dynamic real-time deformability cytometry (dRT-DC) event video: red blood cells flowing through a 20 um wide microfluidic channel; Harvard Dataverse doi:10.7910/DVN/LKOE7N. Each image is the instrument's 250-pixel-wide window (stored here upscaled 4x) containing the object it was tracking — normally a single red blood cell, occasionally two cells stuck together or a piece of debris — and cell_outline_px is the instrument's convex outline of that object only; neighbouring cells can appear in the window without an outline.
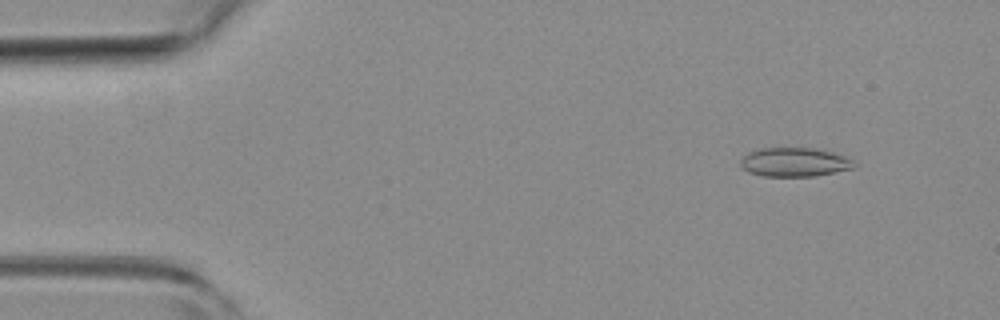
{"species": "common noctule bat (a hibernating species)", "species_latin": "Nyctalus noctula", "temperature_condition": "room temperature", "stored_images_in_passage": 5, "camera_frame_rate_fps": 3000, "um_per_image_px": 0.085, "animal": {"sex": "female", "body_mass_g": 19.3, "forearm_length_mm": 54.1}, "frame": {"image": 1, "passage_image": 2, "time_ms": 0.333, "image_size_px": [1000, 320], "cell_outline_px": [[856, 168], [812, 176], [764, 176], [748, 172], [740, 164], [740, 160], [748, 152], [760, 148], [816, 148], [832, 152], [844, 156], [852, 160], [856, 164]], "centroid_in_image_um": [67.54, 13.78], "position_along_channel_um": 17.5, "area_um2": 19.13}}
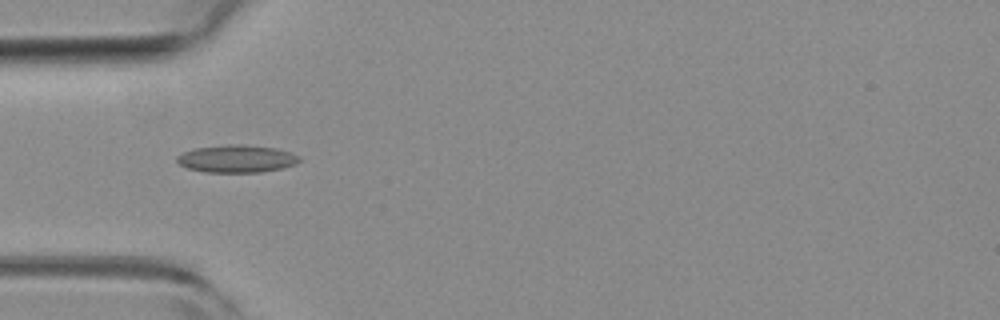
{"frame": {"image": 2, "passage_image": 4, "time_ms": 1.0, "image_size_px": [1000, 320], "cell_outline_px": [[300, 160], [296, 164], [284, 168], [260, 172], [204, 172], [188, 168], [180, 164], [176, 160], [176, 156], [184, 152], [196, 148], [228, 144], [240, 144], [276, 148], [300, 156]], "centroid_in_image_um": [20.13, 13.49], "position_along_channel_um": 64.9, "area_um2": 19.59}}
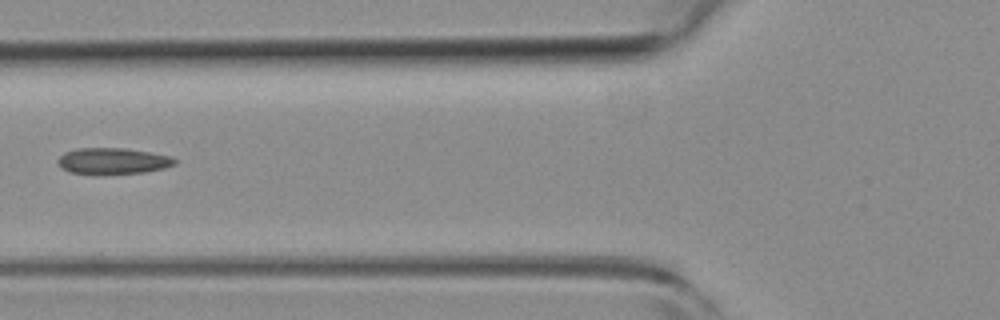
{"frame": {"image": 3, "passage_image": 5, "time_ms": 1.333, "image_size_px": [1000, 320], "cell_outline_px": [[176, 164], [164, 168], [144, 172], [100, 176], [68, 172], [60, 168], [56, 160], [64, 152], [76, 148], [124, 148], [172, 156], [176, 160]], "centroid_in_image_um": [9.53, 13.71], "position_along_channel_um": 116.3, "area_um2": 18.44}}